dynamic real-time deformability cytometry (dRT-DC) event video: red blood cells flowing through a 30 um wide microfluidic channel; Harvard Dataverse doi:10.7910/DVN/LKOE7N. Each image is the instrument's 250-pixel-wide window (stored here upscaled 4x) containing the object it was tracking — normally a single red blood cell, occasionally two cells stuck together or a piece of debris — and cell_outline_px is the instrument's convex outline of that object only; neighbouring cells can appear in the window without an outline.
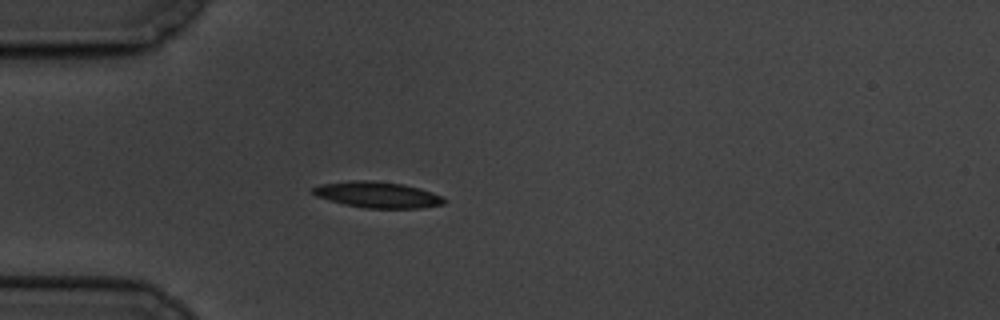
{"species": "common noctule bat (a hibernating species)", "species_latin": "Nyctalus noctula", "temperature_condition": "cold", "stored_images_in_passage": 3, "camera_frame_rate_fps": 3000, "um_per_image_px": 0.085, "animal": {"sex": "male", "body_mass_g": 19.5, "forearm_length_mm": 54.6}, "frame": {"image": 1, "passage_image": 3, "time_ms": 2.333, "image_size_px": [1000, 320], "cell_outline_px": [[448, 200], [444, 204], [420, 208], [364, 208], [344, 204], [316, 196], [312, 192], [312, 188], [320, 184], [348, 180], [372, 180], [404, 184], [420, 188], [444, 196]], "centroid_in_image_um": [32.12, 16.54], "position_along_channel_um": 52.9, "area_um2": 20.17}}